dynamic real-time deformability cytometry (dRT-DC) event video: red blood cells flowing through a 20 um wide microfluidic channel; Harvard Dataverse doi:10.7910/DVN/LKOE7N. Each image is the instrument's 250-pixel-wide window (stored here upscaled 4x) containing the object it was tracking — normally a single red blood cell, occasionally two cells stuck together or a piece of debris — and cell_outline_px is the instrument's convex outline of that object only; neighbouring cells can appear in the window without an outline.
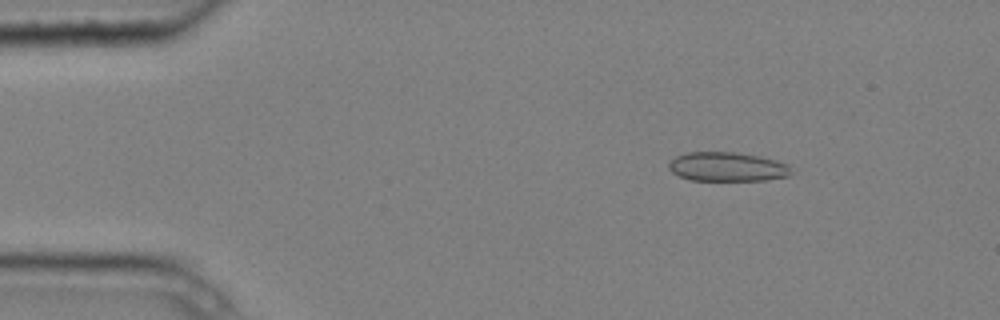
{"species": "common noctule bat (a hibernating species)", "species_latin": "Nyctalus noctula", "temperature_condition": "cold", "stored_images_in_passage": 4, "camera_frame_rate_fps": 3000, "um_per_image_px": 0.085, "animal": {"sex": "male", "body_mass_g": 20.4}, "frame": {"image": 1, "passage_image": 2, "time_ms": 0.333, "image_size_px": [1000, 320], "cell_outline_px": [[788, 176], [768, 180], [688, 180], [672, 172], [668, 168], [668, 164], [676, 156], [688, 152], [736, 152], [760, 156], [776, 160], [788, 164]], "centroid_in_image_um": [61.78, 14.17], "position_along_channel_um": 23.2, "area_um2": 20.69}}